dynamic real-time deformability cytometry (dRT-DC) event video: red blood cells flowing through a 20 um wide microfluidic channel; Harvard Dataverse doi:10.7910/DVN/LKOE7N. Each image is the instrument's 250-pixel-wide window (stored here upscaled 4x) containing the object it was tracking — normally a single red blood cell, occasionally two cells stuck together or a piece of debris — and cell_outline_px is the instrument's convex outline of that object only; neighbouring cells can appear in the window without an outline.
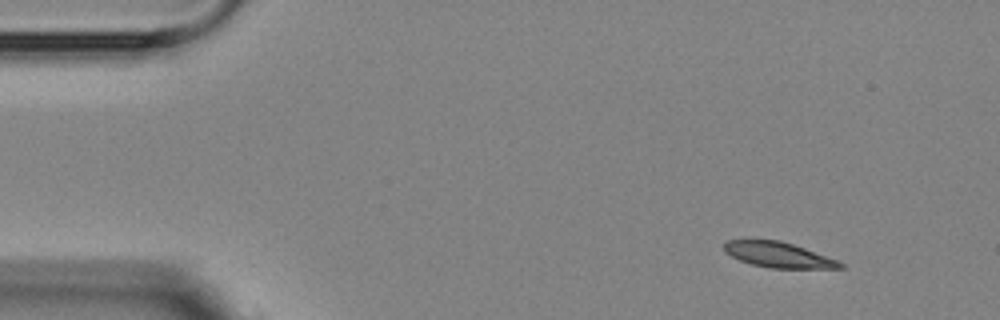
{"species": "Egyptian fruit bat (a non-hibernating species)", "species_latin": "Rousettus aegyptiacus", "temperature_condition": "room temperature", "stored_images_in_passage": 4, "camera_frame_rate_fps": 3000, "um_per_image_px": 0.085, "animal": {"sex": "female"}, "frame": {"image": 1, "passage_image": 1, "time_ms": 0.0, "image_size_px": [1000, 320], "cell_outline_px": [[844, 268], [768, 268], [752, 264], [740, 260], [724, 252], [724, 244], [728, 240], [780, 240], [804, 248], [836, 260], [844, 264]], "centroid_in_image_um": [66.13, 21.66], "position_along_channel_um": 18.9, "area_um2": 16.88}}
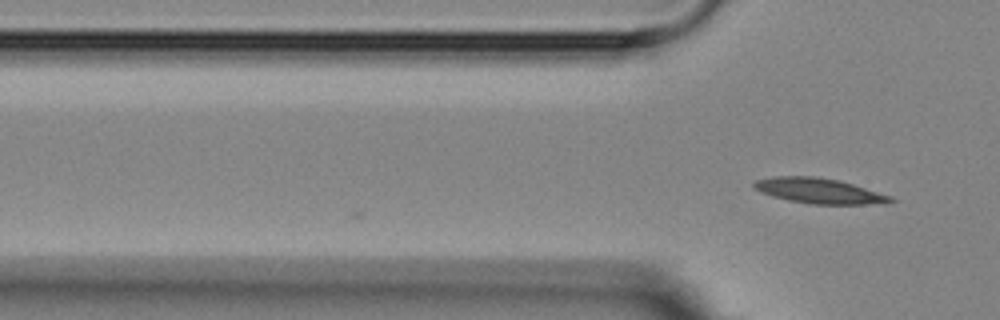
{"frame": {"image": 2, "passage_image": 4, "time_ms": 3.333, "image_size_px": [1000, 320], "cell_outline_px": [[896, 200], [888, 204], [812, 204], [788, 200], [772, 196], [760, 192], [752, 188], [752, 184], [756, 180], [772, 176], [816, 176], [840, 180], [892, 196]], "centroid_in_image_um": [69.63, 16.22], "position_along_channel_um": 56.2, "area_um2": 20.4}}